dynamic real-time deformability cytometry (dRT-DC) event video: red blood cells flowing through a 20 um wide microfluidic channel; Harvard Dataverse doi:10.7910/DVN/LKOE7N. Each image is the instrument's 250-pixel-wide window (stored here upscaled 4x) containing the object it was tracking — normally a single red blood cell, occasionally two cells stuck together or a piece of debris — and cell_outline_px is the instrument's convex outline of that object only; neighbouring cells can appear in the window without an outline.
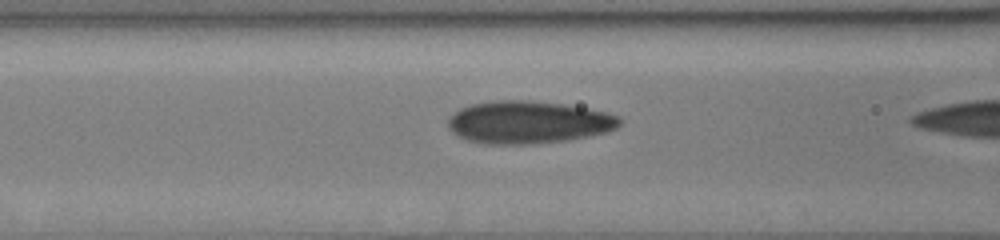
{"species": "human", "species_latin": "Homo sapiens", "temperature_condition": "cold", "stored_images_in_passage": 20, "camera_frame_rate_fps": 3000, "um_per_image_px": 0.085, "donor": {"sex": "male"}, "frame": {"image": 1, "passage_image": 19, "time_ms": 6.0, "image_size_px": [1000, 240], "cell_outline_px": [[624, 120], [616, 128], [608, 132], [568, 140], [532, 144], [484, 144], [468, 140], [452, 132], [448, 128], [448, 116], [460, 108], [472, 104], [496, 100], [528, 100], [560, 104], [608, 112], [620, 116]], "centroid_in_image_um": [44.91, 10.39], "position_along_channel_um": 121.7, "area_um2": 42.71}}